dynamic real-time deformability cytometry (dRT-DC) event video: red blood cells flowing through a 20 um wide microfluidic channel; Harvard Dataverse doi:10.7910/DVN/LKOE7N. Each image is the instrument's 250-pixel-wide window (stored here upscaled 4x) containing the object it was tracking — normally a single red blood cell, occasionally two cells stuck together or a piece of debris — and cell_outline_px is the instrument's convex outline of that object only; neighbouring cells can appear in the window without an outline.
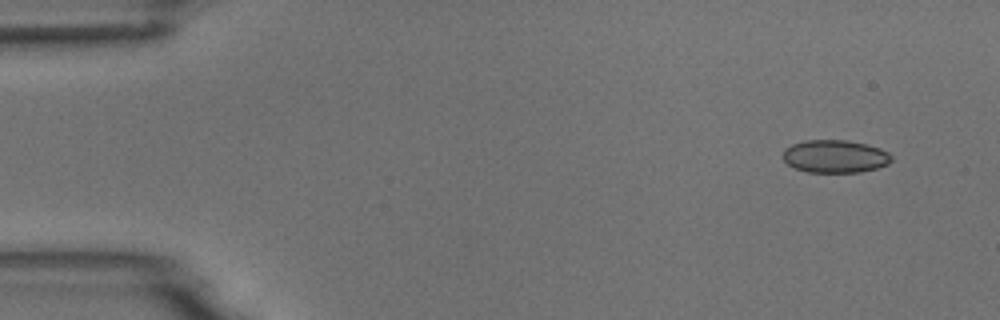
{"species": "common noctule bat (a hibernating species)", "species_latin": "Nyctalus noctula", "temperature_condition": "room temperature", "stored_images_in_passage": 6, "camera_frame_rate_fps": 3000, "um_per_image_px": 0.085, "animal": {"sex": "male", "body_mass_g": 18.8}, "frame": {"image": 1, "passage_image": 1, "time_ms": 0.0, "image_size_px": [1000, 320], "cell_outline_px": [[892, 160], [888, 164], [876, 168], [860, 172], [808, 172], [796, 168], [788, 164], [784, 160], [784, 148], [792, 144], [804, 140], [844, 140], [864, 144], [880, 148], [888, 152], [892, 156]], "centroid_in_image_um": [70.98, 13.29], "position_along_channel_um": 14.0, "area_um2": 20.63}}
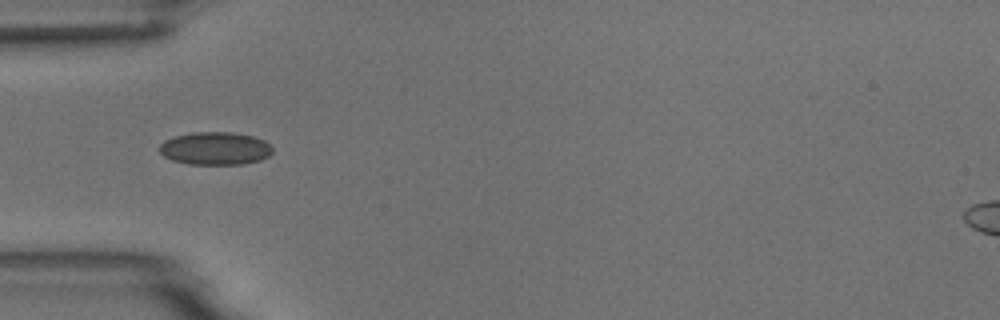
{"frame": {"image": 2, "passage_image": 4, "time_ms": 4.333, "image_size_px": [1000, 320], "cell_outline_px": [[272, 152], [268, 156], [260, 160], [244, 164], [188, 164], [172, 160], [164, 156], [160, 152], [160, 144], [164, 140], [176, 136], [192, 132], [232, 132], [252, 136], [264, 140], [272, 148]], "centroid_in_image_um": [18.28, 12.62], "position_along_channel_um": 66.7, "area_um2": 21.62}}